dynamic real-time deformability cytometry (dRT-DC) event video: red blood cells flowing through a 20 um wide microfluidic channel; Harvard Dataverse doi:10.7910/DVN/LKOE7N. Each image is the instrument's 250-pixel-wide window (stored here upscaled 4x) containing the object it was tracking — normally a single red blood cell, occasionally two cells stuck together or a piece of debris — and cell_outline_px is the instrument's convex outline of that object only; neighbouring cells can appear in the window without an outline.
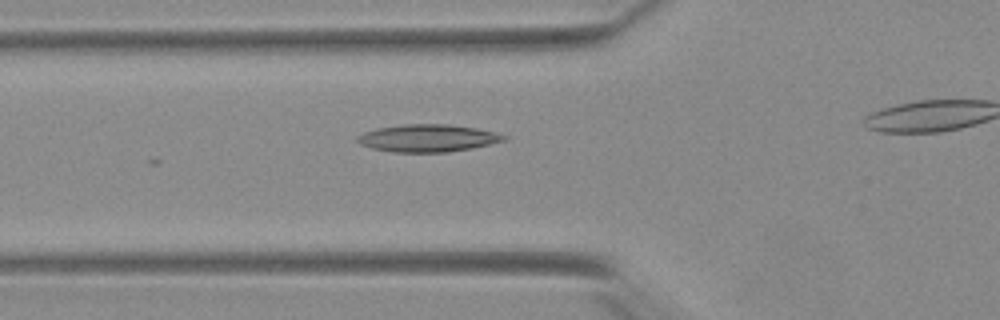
{"species": "Egyptian fruit bat (a non-hibernating species)", "species_latin": "Rousettus aegyptiacus", "temperature_condition": "warm", "stored_images_in_passage": 15, "camera_frame_rate_fps": 3000, "um_per_image_px": 0.085, "animal": {"sex": "female"}, "frame": {"image": 1, "passage_image": 10, "time_ms": 3.0, "image_size_px": [1000, 320], "cell_outline_px": [[508, 140], [472, 148], [448, 152], [392, 152], [372, 148], [360, 144], [356, 140], [356, 136], [364, 132], [376, 128], [404, 124], [448, 124], [476, 128], [508, 136]], "centroid_in_image_um": [36.35, 11.74], "position_along_channel_um": 89.5, "area_um2": 23.47}}
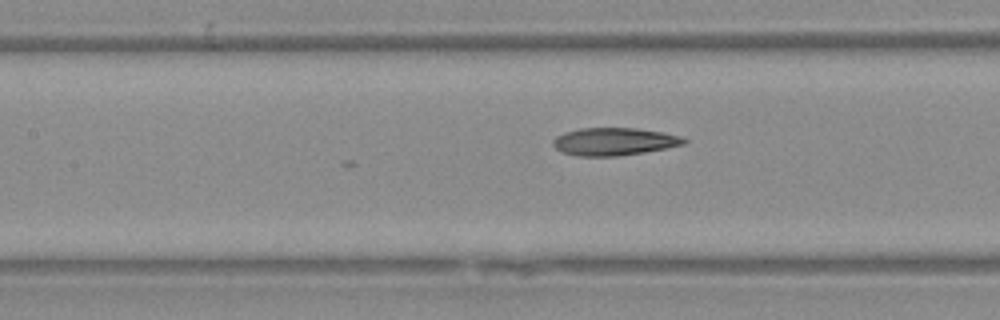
{"frame": {"image": 2, "passage_image": 15, "time_ms": 4.667, "image_size_px": [1000, 320], "cell_outline_px": [[688, 140], [684, 144], [644, 152], [616, 156], [576, 156], [560, 152], [552, 144], [552, 140], [556, 136], [564, 132], [580, 128], [636, 128], [664, 132], [680, 136]], "centroid_in_image_um": [52.16, 12.03], "position_along_channel_um": 155.2, "area_um2": 21.15}}